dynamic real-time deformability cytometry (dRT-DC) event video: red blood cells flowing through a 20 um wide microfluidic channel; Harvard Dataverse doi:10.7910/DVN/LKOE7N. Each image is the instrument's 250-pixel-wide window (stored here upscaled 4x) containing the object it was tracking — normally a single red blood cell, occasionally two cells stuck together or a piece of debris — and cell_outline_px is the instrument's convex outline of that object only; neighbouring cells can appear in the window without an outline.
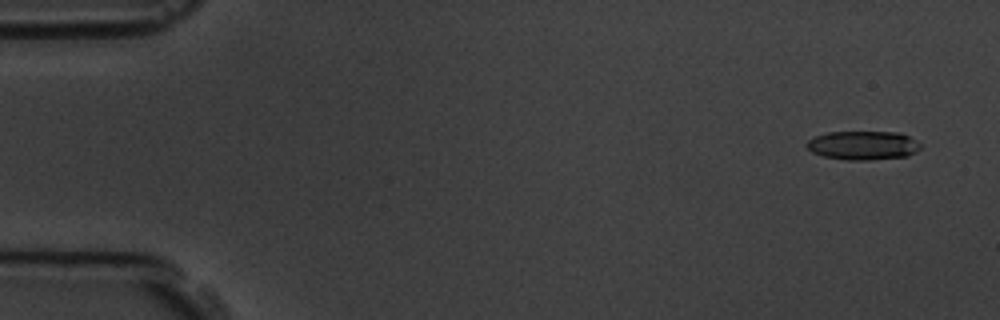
{"species": "common noctule bat (a hibernating species)", "species_latin": "Nyctalus noctula", "temperature_condition": "room temperature", "stored_images_in_passage": 4, "camera_frame_rate_fps": 3000, "um_per_image_px": 0.085, "animal": {"sex": "male", "body_mass_g": 19.5, "forearm_length_mm": 54.6}, "frame": {"image": 1, "passage_image": 1, "time_ms": 0.0, "image_size_px": [1000, 320], "cell_outline_px": [[920, 148], [916, 152], [908, 156], [868, 160], [848, 160], [824, 156], [812, 152], [804, 144], [808, 140], [816, 136], [828, 132], [900, 132], [916, 140], [920, 144]], "centroid_in_image_um": [73.36, 12.35], "position_along_channel_um": 11.6, "area_um2": 19.13}}
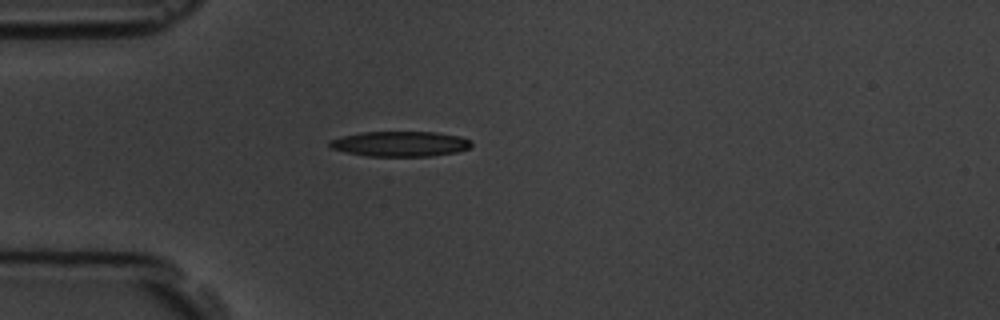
{"frame": {"image": 2, "passage_image": 4, "time_ms": 4.333, "image_size_px": [1000, 320], "cell_outline_px": [[472, 144], [468, 148], [456, 152], [432, 156], [368, 156], [344, 152], [332, 148], [328, 144], [328, 140], [340, 136], [360, 132], [436, 132], [460, 136], [468, 140]], "centroid_in_image_um": [33.96, 12.22], "position_along_channel_um": 51.0, "area_um2": 20.87}}